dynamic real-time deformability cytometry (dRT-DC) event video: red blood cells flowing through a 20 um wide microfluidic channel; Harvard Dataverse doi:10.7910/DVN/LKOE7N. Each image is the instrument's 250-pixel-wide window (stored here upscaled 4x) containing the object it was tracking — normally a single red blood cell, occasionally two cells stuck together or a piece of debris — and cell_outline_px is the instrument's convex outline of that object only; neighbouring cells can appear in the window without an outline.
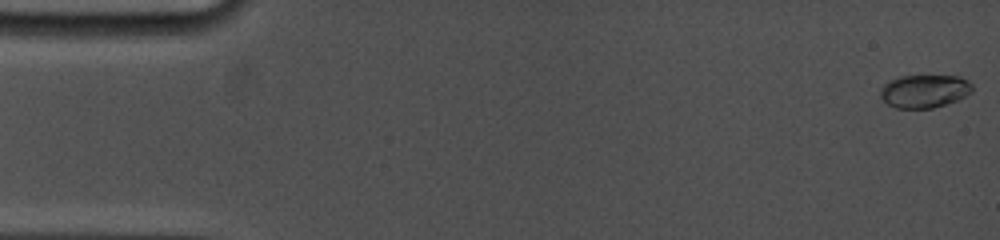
{"species": "common noctule bat (a hibernating species)", "species_latin": "Nyctalus noctula", "temperature_condition": "cold", "stored_images_in_passage": 58, "camera_frame_rate_fps": 5000, "um_per_image_px": 0.085, "animal": {"sex": "female", "body_mass_g": 19.0, "forearm_length_mm": 53.3}, "frame": {"image": 1, "passage_image": 1, "time_ms": 0.0, "image_size_px": [1000, 240], "cell_outline_px": [[972, 92], [956, 100], [932, 108], [896, 108], [888, 104], [880, 96], [880, 88], [888, 80], [900, 76], [960, 76], [968, 80], [972, 84]], "centroid_in_image_um": [78.56, 7.73], "position_along_channel_um": 6.4, "area_um2": 17.69}}
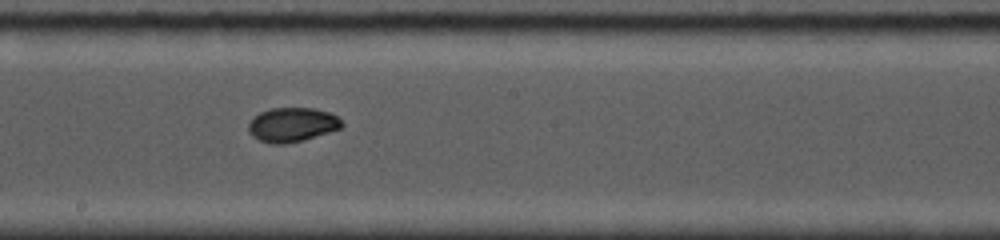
{"frame": {"image": 2, "passage_image": 28, "time_ms": 9.2, "image_size_px": [1000, 240], "cell_outline_px": [[344, 124], [340, 128], [304, 140], [288, 144], [272, 144], [260, 140], [252, 136], [248, 132], [248, 124], [260, 112], [272, 108], [316, 108], [328, 112], [336, 116]], "centroid_in_image_um": [24.82, 10.61], "position_along_channel_um": 223.4, "area_um2": 18.55}}
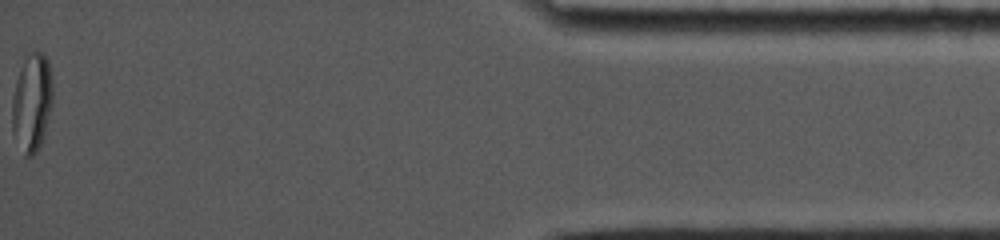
{"frame": {"image": 3, "passage_image": 58, "time_ms": 16.4, "image_size_px": [1000, 240], "cell_outline_px": [[52, 104], [44, 132], [40, 144], [36, 152], [32, 156], [24, 156], [12, 132], [12, 100], [16, 80], [20, 68], [24, 60], [32, 52], [40, 52], [48, 60], [52, 80]], "centroid_in_image_um": [2.7, 8.73], "position_along_channel_um": 432.5, "area_um2": 22.95}, "authors_computed_cell_mechanics": {"area_um2": 18.496, "velocity_mm_per_s": 3.8536, "shape_relaxation_time_tau1_ms": 7.7918, "shape_relaxation_time_tau2_ms": null, "deformation_change_tau1": 0.2121, "deformation_change_tau2": null}}